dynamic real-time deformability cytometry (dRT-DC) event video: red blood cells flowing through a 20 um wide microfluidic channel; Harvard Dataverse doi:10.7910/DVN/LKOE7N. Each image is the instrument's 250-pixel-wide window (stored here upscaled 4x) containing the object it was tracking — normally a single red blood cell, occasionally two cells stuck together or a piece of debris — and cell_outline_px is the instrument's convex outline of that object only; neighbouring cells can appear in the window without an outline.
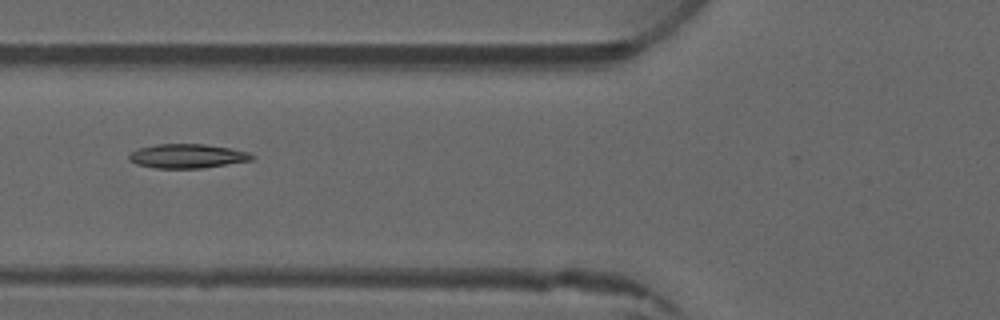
{"species": "common noctule bat (a hibernating species)", "species_latin": "Nyctalus noctula", "temperature_condition": "warm", "stored_images_in_passage": 5, "camera_frame_rate_fps": 3000, "um_per_image_px": 0.085, "animal": {"sex": "male", "forearm_length_mm": 52.5}, "frame": {"image": 1, "passage_image": 5, "time_ms": 5.667, "image_size_px": [1000, 320], "cell_outline_px": [[256, 156], [252, 160], [204, 168], [156, 168], [136, 164], [128, 160], [128, 152], [136, 148], [156, 144], [204, 144], [228, 148], [248, 152]], "centroid_in_image_um": [15.86, 13.26], "position_along_channel_um": 109.9, "area_um2": 17.46}}